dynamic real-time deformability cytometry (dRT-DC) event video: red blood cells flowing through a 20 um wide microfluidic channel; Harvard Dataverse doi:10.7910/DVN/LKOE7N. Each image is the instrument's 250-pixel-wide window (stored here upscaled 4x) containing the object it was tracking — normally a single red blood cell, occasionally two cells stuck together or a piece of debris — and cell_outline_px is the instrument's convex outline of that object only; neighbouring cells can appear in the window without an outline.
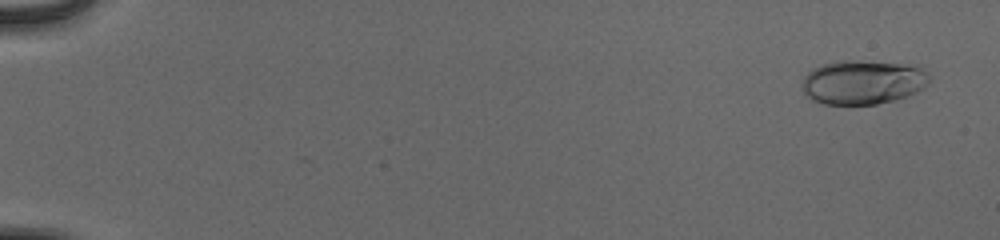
{"species": "human", "species_latin": "Homo sapiens", "temperature_condition": "cold", "stored_images_in_passage": 55, "camera_frame_rate_fps": 3000, "um_per_image_px": 0.085, "donor": {"sex": "male"}, "frame": {"image": 1, "passage_image": 3, "time_ms": 0.667, "image_size_px": [1000, 240], "cell_outline_px": [[932, 80], [924, 88], [908, 96], [896, 100], [876, 104], [824, 104], [812, 100], [800, 88], [804, 76], [812, 68], [820, 64], [840, 60], [856, 60], [920, 64], [928, 72]], "centroid_in_image_um": [73.4, 6.96], "position_along_channel_um": 11.6, "area_um2": 33.76}}
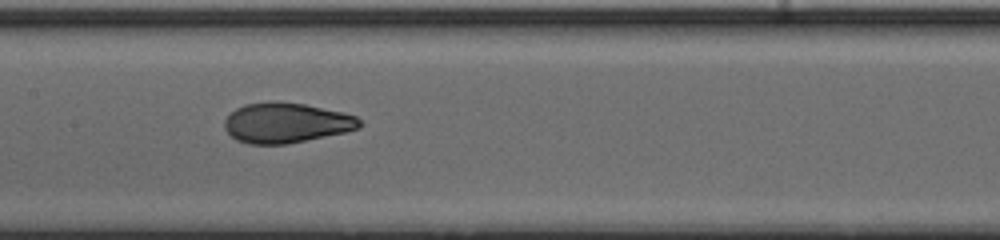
{"frame": {"image": 2, "passage_image": 30, "time_ms": 9.667, "image_size_px": [1000, 240], "cell_outline_px": [[364, 124], [360, 128], [344, 132], [288, 144], [248, 144], [236, 140], [224, 128], [224, 120], [236, 108], [244, 104], [272, 100], [276, 100], [304, 104], [344, 112], [356, 116]], "centroid_in_image_um": [24.33, 10.43], "position_along_channel_um": 183.1, "area_um2": 31.85}}
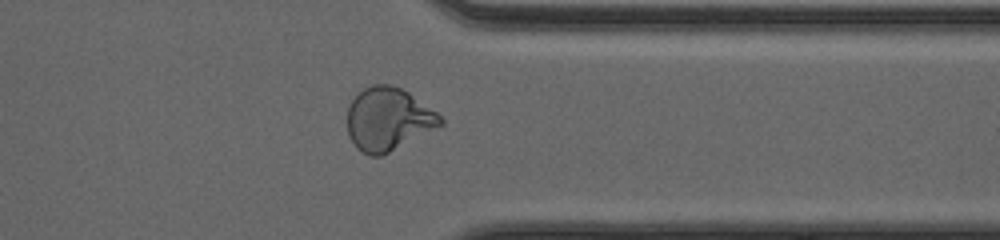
{"frame": {"image": 3, "passage_image": 45, "time_ms": 14.667, "image_size_px": [1000, 240], "cell_outline_px": [[444, 124], [380, 156], [368, 156], [356, 148], [348, 136], [348, 108], [352, 100], [364, 88], [372, 84], [388, 84], [400, 88], [408, 92], [436, 112], [444, 120]], "centroid_in_image_um": [32.97, 10.13], "position_along_channel_um": 378.4, "area_um2": 33.81}, "authors_computed_cell_mechanics": {"area_um2": 31.79, "velocity_mm_per_s": 3.9221, "shape_relaxation_time_tau1_ms": 5.0596, "shape_relaxation_time_tau2_ms": 0.7684, "deformation_change_tau1": 0.2127, "deformation_change_tau2": 0.0604}}